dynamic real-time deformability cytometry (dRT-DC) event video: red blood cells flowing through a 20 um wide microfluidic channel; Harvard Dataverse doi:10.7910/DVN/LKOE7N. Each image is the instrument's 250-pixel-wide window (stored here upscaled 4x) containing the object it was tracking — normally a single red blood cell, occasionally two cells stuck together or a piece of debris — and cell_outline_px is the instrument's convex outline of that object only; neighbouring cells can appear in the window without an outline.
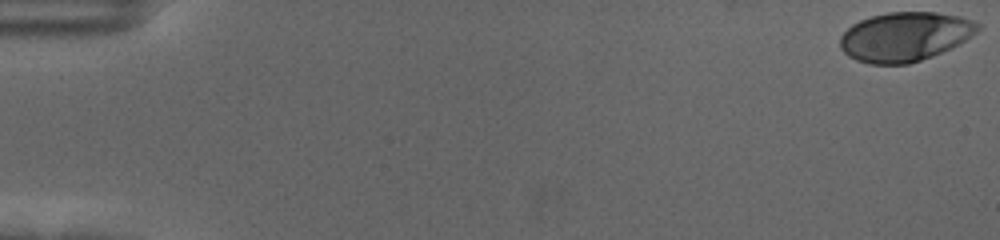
{"species": "human", "species_latin": "Homo sapiens", "temperature_condition": "cold", "stored_images_in_passage": 58, "camera_frame_rate_fps": 3000, "um_per_image_px": 0.085, "donor": {"sex": "female"}, "frame": {"image": 1, "passage_image": 1, "time_ms": 0.0, "image_size_px": [1000, 240], "cell_outline_px": [[980, 28], [976, 32], [952, 48], [932, 56], [908, 64], [868, 64], [856, 60], [848, 56], [840, 48], [840, 36], [852, 24], [860, 20], [872, 16], [888, 12], [936, 12], [960, 16], [972, 20], [980, 24]], "centroid_in_image_um": [76.9, 3.12], "position_along_channel_um": 8.1, "area_um2": 39.48}}
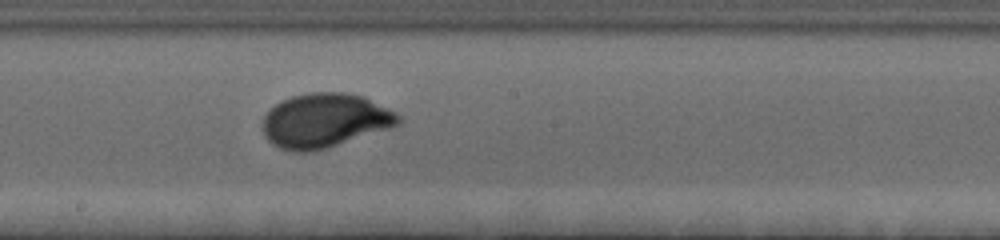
{"frame": {"image": 2, "passage_image": 33, "time_ms": 10.667, "image_size_px": [1000, 240], "cell_outline_px": [[404, 120], [400, 124], [328, 148], [312, 152], [292, 152], [280, 148], [272, 144], [264, 136], [264, 116], [276, 104], [292, 96], [308, 92], [344, 92], [364, 96], [396, 112]], "centroid_in_image_um": [27.63, 10.25], "position_along_channel_um": 220.6, "area_um2": 42.89}}
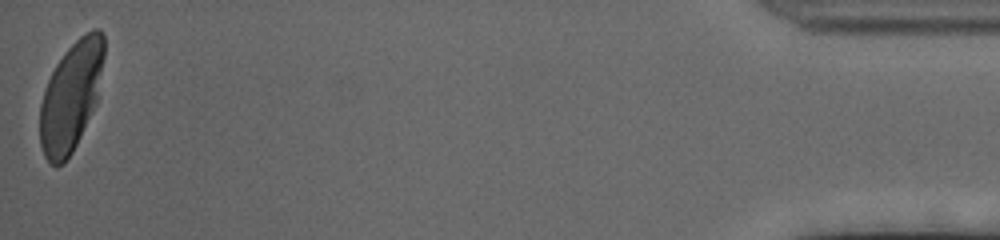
{"frame": {"image": 3, "passage_image": 58, "time_ms": 19.0, "image_size_px": [1000, 240], "cell_outline_px": [[104, 56], [96, 104], [72, 152], [64, 164], [56, 168], [44, 156], [40, 144], [40, 104], [48, 80], [56, 64], [64, 52], [84, 32], [92, 28], [100, 28], [104, 32]], "centroid_in_image_um": [6.04, 8.17], "position_along_channel_um": 429.2, "area_um2": 40.81}, "authors_computed_cell_mechanics": {"area_um2": 40.6623, "velocity_mm_per_s": 3.5289, "shape_relaxation_time_tau1_ms": 3.1068, "shape_relaxation_time_tau2_ms": null, "deformation_change_tau1": 0.1861, "deformation_change_tau2": null}}